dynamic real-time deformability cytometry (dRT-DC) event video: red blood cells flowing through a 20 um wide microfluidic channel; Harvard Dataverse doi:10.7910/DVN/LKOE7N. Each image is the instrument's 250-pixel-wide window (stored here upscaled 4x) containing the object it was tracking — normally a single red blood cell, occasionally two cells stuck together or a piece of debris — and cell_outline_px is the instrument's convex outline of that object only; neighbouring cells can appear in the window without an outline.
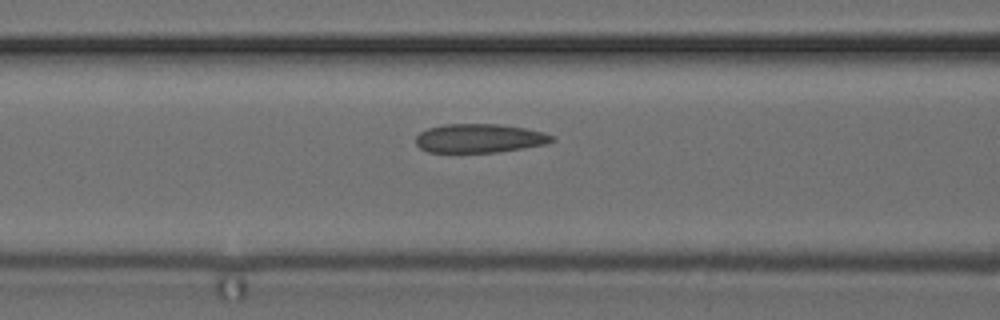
{"species": "common noctule bat (a hibernating species)", "species_latin": "Nyctalus noctula", "temperature_condition": "cold", "stored_images_in_passage": 18, "camera_frame_rate_fps": 3000, "um_per_image_px": 0.085, "animal": {"sex": "female", "body_mass_g": 24.6, "forearm_length_mm": 56.2}, "frame": {"image": 1, "passage_image": 16, "time_ms": 5.0, "image_size_px": [1000, 320], "cell_outline_px": [[556, 140], [544, 144], [496, 152], [428, 152], [420, 148], [416, 144], [416, 136], [420, 132], [428, 128], [444, 124], [496, 124], [524, 128], [544, 132], [556, 136]], "centroid_in_image_um": [40.74, 11.75], "position_along_channel_um": 125.9, "area_um2": 22.77}}